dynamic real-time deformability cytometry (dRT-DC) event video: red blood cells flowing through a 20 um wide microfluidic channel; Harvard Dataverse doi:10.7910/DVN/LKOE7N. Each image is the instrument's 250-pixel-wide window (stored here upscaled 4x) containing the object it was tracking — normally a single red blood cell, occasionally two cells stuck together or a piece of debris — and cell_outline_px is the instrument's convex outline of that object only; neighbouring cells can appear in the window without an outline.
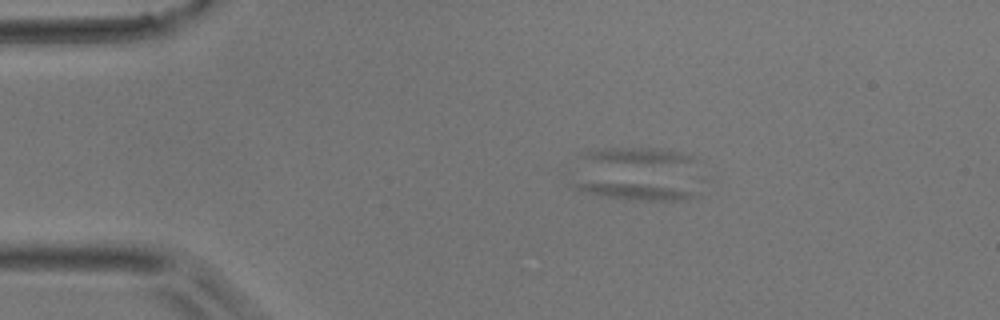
{"species": "common noctule bat (a hibernating species)", "species_latin": "Nyctalus noctula", "temperature_condition": "room temperature", "stored_images_in_passage": 12, "segment_of_instrument_passage": [1, 2], "camera_frame_rate_fps": 3000, "um_per_image_px": 0.085, "animal": {"sex": "male", "body_mass_g": 17.9}, "frame": {"image": 1, "passage_image": 6, "time_ms": 1.667, "image_size_px": [1000, 320], "cell_outline_px": [[712, 180], [700, 196], [684, 200], [628, 200], [600, 196], [576, 188], [568, 184], [560, 172], [568, 168], [704, 176]], "centroid_in_image_um": [54.11, 15.68], "position_along_channel_um": 30.9, "area_um2": 25.37}}